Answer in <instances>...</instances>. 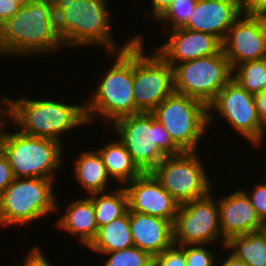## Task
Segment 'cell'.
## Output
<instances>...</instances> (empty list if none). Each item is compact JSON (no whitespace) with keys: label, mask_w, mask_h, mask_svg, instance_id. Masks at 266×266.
Wrapping results in <instances>:
<instances>
[{"label":"cell","mask_w":266,"mask_h":266,"mask_svg":"<svg viewBox=\"0 0 266 266\" xmlns=\"http://www.w3.org/2000/svg\"><path fill=\"white\" fill-rule=\"evenodd\" d=\"M61 46L52 3L34 0L0 25L1 56L52 54Z\"/></svg>","instance_id":"1"},{"label":"cell","mask_w":266,"mask_h":266,"mask_svg":"<svg viewBox=\"0 0 266 266\" xmlns=\"http://www.w3.org/2000/svg\"><path fill=\"white\" fill-rule=\"evenodd\" d=\"M107 3L108 0H57L53 4L56 29L64 48L100 45L112 53L125 49L135 39L130 38L118 49Z\"/></svg>","instance_id":"2"},{"label":"cell","mask_w":266,"mask_h":266,"mask_svg":"<svg viewBox=\"0 0 266 266\" xmlns=\"http://www.w3.org/2000/svg\"><path fill=\"white\" fill-rule=\"evenodd\" d=\"M5 117L20 132L55 140L63 145L61 134L88 124L85 104L75 105L50 99L5 97ZM61 139V140H60Z\"/></svg>","instance_id":"3"},{"label":"cell","mask_w":266,"mask_h":266,"mask_svg":"<svg viewBox=\"0 0 266 266\" xmlns=\"http://www.w3.org/2000/svg\"><path fill=\"white\" fill-rule=\"evenodd\" d=\"M115 62L85 105L88 123L102 117L112 124L119 118L135 114L133 95L134 40L123 50L108 53Z\"/></svg>","instance_id":"4"},{"label":"cell","mask_w":266,"mask_h":266,"mask_svg":"<svg viewBox=\"0 0 266 266\" xmlns=\"http://www.w3.org/2000/svg\"><path fill=\"white\" fill-rule=\"evenodd\" d=\"M112 125L142 172H150L166 156L184 153L152 113L125 116Z\"/></svg>","instance_id":"5"},{"label":"cell","mask_w":266,"mask_h":266,"mask_svg":"<svg viewBox=\"0 0 266 266\" xmlns=\"http://www.w3.org/2000/svg\"><path fill=\"white\" fill-rule=\"evenodd\" d=\"M4 121L0 125V149L9 161L14 178L55 180L54 172L61 167L64 145L24 134L15 127V133H8Z\"/></svg>","instance_id":"6"},{"label":"cell","mask_w":266,"mask_h":266,"mask_svg":"<svg viewBox=\"0 0 266 266\" xmlns=\"http://www.w3.org/2000/svg\"><path fill=\"white\" fill-rule=\"evenodd\" d=\"M54 180L14 178L0 195V225H21L57 212Z\"/></svg>","instance_id":"7"},{"label":"cell","mask_w":266,"mask_h":266,"mask_svg":"<svg viewBox=\"0 0 266 266\" xmlns=\"http://www.w3.org/2000/svg\"><path fill=\"white\" fill-rule=\"evenodd\" d=\"M151 113L184 152L197 151L209 128L208 107L199 100L177 92L166 97Z\"/></svg>","instance_id":"8"},{"label":"cell","mask_w":266,"mask_h":266,"mask_svg":"<svg viewBox=\"0 0 266 266\" xmlns=\"http://www.w3.org/2000/svg\"><path fill=\"white\" fill-rule=\"evenodd\" d=\"M232 76L233 69L221 50L216 55L174 65V92L199 100L208 107Z\"/></svg>","instance_id":"9"},{"label":"cell","mask_w":266,"mask_h":266,"mask_svg":"<svg viewBox=\"0 0 266 266\" xmlns=\"http://www.w3.org/2000/svg\"><path fill=\"white\" fill-rule=\"evenodd\" d=\"M141 35L134 39L133 95L135 114L151 113L174 92L173 67L156 51L145 55Z\"/></svg>","instance_id":"10"},{"label":"cell","mask_w":266,"mask_h":266,"mask_svg":"<svg viewBox=\"0 0 266 266\" xmlns=\"http://www.w3.org/2000/svg\"><path fill=\"white\" fill-rule=\"evenodd\" d=\"M197 152L166 156L150 171L179 204L203 198L212 191L211 178Z\"/></svg>","instance_id":"11"},{"label":"cell","mask_w":266,"mask_h":266,"mask_svg":"<svg viewBox=\"0 0 266 266\" xmlns=\"http://www.w3.org/2000/svg\"><path fill=\"white\" fill-rule=\"evenodd\" d=\"M215 109V110H214ZM214 111L224 117L248 143L259 146L265 138L266 126L261 122L256 111L254 95L231 79L208 106V125L216 119Z\"/></svg>","instance_id":"12"},{"label":"cell","mask_w":266,"mask_h":266,"mask_svg":"<svg viewBox=\"0 0 266 266\" xmlns=\"http://www.w3.org/2000/svg\"><path fill=\"white\" fill-rule=\"evenodd\" d=\"M213 193L180 204L173 223V243L211 245L221 237L217 200Z\"/></svg>","instance_id":"13"},{"label":"cell","mask_w":266,"mask_h":266,"mask_svg":"<svg viewBox=\"0 0 266 266\" xmlns=\"http://www.w3.org/2000/svg\"><path fill=\"white\" fill-rule=\"evenodd\" d=\"M232 69L244 62L266 58V16L241 14L222 41Z\"/></svg>","instance_id":"14"},{"label":"cell","mask_w":266,"mask_h":266,"mask_svg":"<svg viewBox=\"0 0 266 266\" xmlns=\"http://www.w3.org/2000/svg\"><path fill=\"white\" fill-rule=\"evenodd\" d=\"M124 187L128 195L129 211L149 214L174 223L180 204L151 172H142Z\"/></svg>","instance_id":"15"},{"label":"cell","mask_w":266,"mask_h":266,"mask_svg":"<svg viewBox=\"0 0 266 266\" xmlns=\"http://www.w3.org/2000/svg\"><path fill=\"white\" fill-rule=\"evenodd\" d=\"M169 31V37L155 51L172 67L177 63L216 55L222 50V42L211 34L183 27Z\"/></svg>","instance_id":"16"},{"label":"cell","mask_w":266,"mask_h":266,"mask_svg":"<svg viewBox=\"0 0 266 266\" xmlns=\"http://www.w3.org/2000/svg\"><path fill=\"white\" fill-rule=\"evenodd\" d=\"M243 189L217 200L223 249L230 238L258 232L262 223Z\"/></svg>","instance_id":"17"},{"label":"cell","mask_w":266,"mask_h":266,"mask_svg":"<svg viewBox=\"0 0 266 266\" xmlns=\"http://www.w3.org/2000/svg\"><path fill=\"white\" fill-rule=\"evenodd\" d=\"M241 14L239 0H197L183 28L211 34L222 42Z\"/></svg>","instance_id":"18"},{"label":"cell","mask_w":266,"mask_h":266,"mask_svg":"<svg viewBox=\"0 0 266 266\" xmlns=\"http://www.w3.org/2000/svg\"><path fill=\"white\" fill-rule=\"evenodd\" d=\"M130 230L134 246L152 257L173 244V223L160 217L130 211Z\"/></svg>","instance_id":"19"},{"label":"cell","mask_w":266,"mask_h":266,"mask_svg":"<svg viewBox=\"0 0 266 266\" xmlns=\"http://www.w3.org/2000/svg\"><path fill=\"white\" fill-rule=\"evenodd\" d=\"M65 210L55 226L78 237L81 244L88 247L98 232L92 201L88 197L76 199Z\"/></svg>","instance_id":"20"},{"label":"cell","mask_w":266,"mask_h":266,"mask_svg":"<svg viewBox=\"0 0 266 266\" xmlns=\"http://www.w3.org/2000/svg\"><path fill=\"white\" fill-rule=\"evenodd\" d=\"M74 177L87 195L105 192L111 179L99 152L84 151L74 161Z\"/></svg>","instance_id":"21"},{"label":"cell","mask_w":266,"mask_h":266,"mask_svg":"<svg viewBox=\"0 0 266 266\" xmlns=\"http://www.w3.org/2000/svg\"><path fill=\"white\" fill-rule=\"evenodd\" d=\"M104 145L97 151L101 155L111 179H115L125 186L142 173L119 138Z\"/></svg>","instance_id":"22"},{"label":"cell","mask_w":266,"mask_h":266,"mask_svg":"<svg viewBox=\"0 0 266 266\" xmlns=\"http://www.w3.org/2000/svg\"><path fill=\"white\" fill-rule=\"evenodd\" d=\"M134 246L130 230V211L98 228L97 235L87 247L96 253H110Z\"/></svg>","instance_id":"23"},{"label":"cell","mask_w":266,"mask_h":266,"mask_svg":"<svg viewBox=\"0 0 266 266\" xmlns=\"http://www.w3.org/2000/svg\"><path fill=\"white\" fill-rule=\"evenodd\" d=\"M107 192L88 195L92 201L98 228L123 216L129 209L128 195L124 186Z\"/></svg>","instance_id":"24"},{"label":"cell","mask_w":266,"mask_h":266,"mask_svg":"<svg viewBox=\"0 0 266 266\" xmlns=\"http://www.w3.org/2000/svg\"><path fill=\"white\" fill-rule=\"evenodd\" d=\"M247 266H266V241L259 232L230 238L225 249Z\"/></svg>","instance_id":"25"},{"label":"cell","mask_w":266,"mask_h":266,"mask_svg":"<svg viewBox=\"0 0 266 266\" xmlns=\"http://www.w3.org/2000/svg\"><path fill=\"white\" fill-rule=\"evenodd\" d=\"M232 79L249 93H259L266 88V58L235 66Z\"/></svg>","instance_id":"26"},{"label":"cell","mask_w":266,"mask_h":266,"mask_svg":"<svg viewBox=\"0 0 266 266\" xmlns=\"http://www.w3.org/2000/svg\"><path fill=\"white\" fill-rule=\"evenodd\" d=\"M102 254L108 256L103 266H153V257L136 246Z\"/></svg>","instance_id":"27"},{"label":"cell","mask_w":266,"mask_h":266,"mask_svg":"<svg viewBox=\"0 0 266 266\" xmlns=\"http://www.w3.org/2000/svg\"><path fill=\"white\" fill-rule=\"evenodd\" d=\"M197 0H174L169 8L157 19L164 24L168 32L176 28H182L187 22L195 9ZM169 26V27H168Z\"/></svg>","instance_id":"28"},{"label":"cell","mask_w":266,"mask_h":266,"mask_svg":"<svg viewBox=\"0 0 266 266\" xmlns=\"http://www.w3.org/2000/svg\"><path fill=\"white\" fill-rule=\"evenodd\" d=\"M216 256L207 249L205 244H187L185 245L186 266H214L216 265Z\"/></svg>","instance_id":"29"},{"label":"cell","mask_w":266,"mask_h":266,"mask_svg":"<svg viewBox=\"0 0 266 266\" xmlns=\"http://www.w3.org/2000/svg\"><path fill=\"white\" fill-rule=\"evenodd\" d=\"M153 266H186L185 245L172 244L153 257Z\"/></svg>","instance_id":"30"},{"label":"cell","mask_w":266,"mask_h":266,"mask_svg":"<svg viewBox=\"0 0 266 266\" xmlns=\"http://www.w3.org/2000/svg\"><path fill=\"white\" fill-rule=\"evenodd\" d=\"M244 189L243 191L249 197L256 213L261 221L266 220V180L262 178L260 184H256L252 192Z\"/></svg>","instance_id":"31"},{"label":"cell","mask_w":266,"mask_h":266,"mask_svg":"<svg viewBox=\"0 0 266 266\" xmlns=\"http://www.w3.org/2000/svg\"><path fill=\"white\" fill-rule=\"evenodd\" d=\"M13 180L14 176L9 161L0 149V195Z\"/></svg>","instance_id":"32"},{"label":"cell","mask_w":266,"mask_h":266,"mask_svg":"<svg viewBox=\"0 0 266 266\" xmlns=\"http://www.w3.org/2000/svg\"><path fill=\"white\" fill-rule=\"evenodd\" d=\"M243 14L266 16V0H239Z\"/></svg>","instance_id":"33"},{"label":"cell","mask_w":266,"mask_h":266,"mask_svg":"<svg viewBox=\"0 0 266 266\" xmlns=\"http://www.w3.org/2000/svg\"><path fill=\"white\" fill-rule=\"evenodd\" d=\"M23 266H51V263L45 257L43 251L38 246H35L26 255Z\"/></svg>","instance_id":"34"},{"label":"cell","mask_w":266,"mask_h":266,"mask_svg":"<svg viewBox=\"0 0 266 266\" xmlns=\"http://www.w3.org/2000/svg\"><path fill=\"white\" fill-rule=\"evenodd\" d=\"M19 8L13 0H0V25L15 15Z\"/></svg>","instance_id":"35"},{"label":"cell","mask_w":266,"mask_h":266,"mask_svg":"<svg viewBox=\"0 0 266 266\" xmlns=\"http://www.w3.org/2000/svg\"><path fill=\"white\" fill-rule=\"evenodd\" d=\"M256 111L261 122L266 126V88L254 94Z\"/></svg>","instance_id":"36"},{"label":"cell","mask_w":266,"mask_h":266,"mask_svg":"<svg viewBox=\"0 0 266 266\" xmlns=\"http://www.w3.org/2000/svg\"><path fill=\"white\" fill-rule=\"evenodd\" d=\"M174 0H151L152 18L157 20L172 4Z\"/></svg>","instance_id":"37"},{"label":"cell","mask_w":266,"mask_h":266,"mask_svg":"<svg viewBox=\"0 0 266 266\" xmlns=\"http://www.w3.org/2000/svg\"><path fill=\"white\" fill-rule=\"evenodd\" d=\"M220 266H247L243 260L235 257L231 252L227 255L224 261H221Z\"/></svg>","instance_id":"38"},{"label":"cell","mask_w":266,"mask_h":266,"mask_svg":"<svg viewBox=\"0 0 266 266\" xmlns=\"http://www.w3.org/2000/svg\"><path fill=\"white\" fill-rule=\"evenodd\" d=\"M0 100H1L0 102L2 104V105H0V125H1L4 118L6 119V117H5V97L2 98L0 95Z\"/></svg>","instance_id":"39"},{"label":"cell","mask_w":266,"mask_h":266,"mask_svg":"<svg viewBox=\"0 0 266 266\" xmlns=\"http://www.w3.org/2000/svg\"><path fill=\"white\" fill-rule=\"evenodd\" d=\"M258 232L261 234V236L266 241V220L262 221L260 228L258 229Z\"/></svg>","instance_id":"40"},{"label":"cell","mask_w":266,"mask_h":266,"mask_svg":"<svg viewBox=\"0 0 266 266\" xmlns=\"http://www.w3.org/2000/svg\"><path fill=\"white\" fill-rule=\"evenodd\" d=\"M19 7L26 6L28 3H31L34 0H13Z\"/></svg>","instance_id":"41"},{"label":"cell","mask_w":266,"mask_h":266,"mask_svg":"<svg viewBox=\"0 0 266 266\" xmlns=\"http://www.w3.org/2000/svg\"><path fill=\"white\" fill-rule=\"evenodd\" d=\"M36 1L49 2L54 4L57 0H36Z\"/></svg>","instance_id":"42"},{"label":"cell","mask_w":266,"mask_h":266,"mask_svg":"<svg viewBox=\"0 0 266 266\" xmlns=\"http://www.w3.org/2000/svg\"><path fill=\"white\" fill-rule=\"evenodd\" d=\"M264 166H265V173H264L265 176H264V179L266 180V162H265V165Z\"/></svg>","instance_id":"43"}]
</instances>
